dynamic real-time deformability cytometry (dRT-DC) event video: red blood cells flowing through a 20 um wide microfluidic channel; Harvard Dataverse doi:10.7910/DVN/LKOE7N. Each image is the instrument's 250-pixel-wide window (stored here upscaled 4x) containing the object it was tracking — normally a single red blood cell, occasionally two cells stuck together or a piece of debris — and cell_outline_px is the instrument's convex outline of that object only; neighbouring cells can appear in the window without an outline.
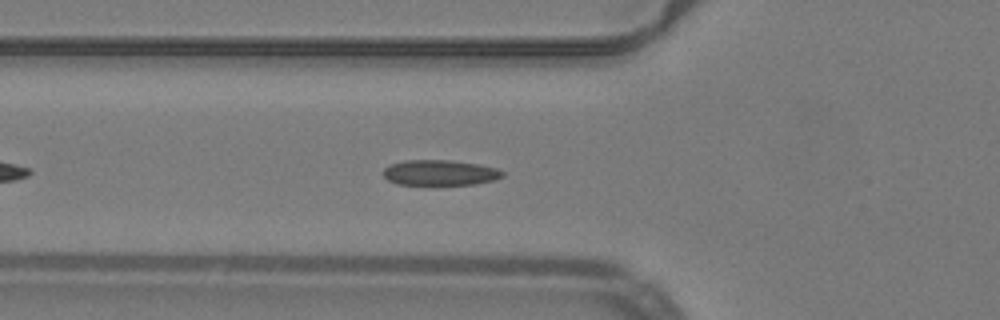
{"species": "common noctule bat (a hibernating species)", "species_latin": "Nyctalus noctula", "temperature_condition": "warm", "stored_images_in_passage": 41, "camera_frame_rate_fps": 3000, "um_per_image_px": 0.085, "animal": {"sex": "male", "body_mass_g": 19.2, "forearm_length_mm": 51.8}, "frame": {"image": 1, "passage_image": 7, "time_ms": 2.0, "image_size_px": [1000, 320], "cell_outline_px": [[504, 176], [492, 180], [476, 184], [396, 184], [388, 180], [384, 176], [384, 168], [388, 164], [404, 160], [448, 160], [476, 164], [496, 168], [504, 172]], "centroid_in_image_um": [37.36, 14.67], "position_along_channel_um": 88.4, "area_um2": 17.51}, "authors_computed_cell_mechanics": {"area_um2": 17.629, "velocity_mm_per_s": 3.9866, "shape_relaxation_time_tau1_ms": 4.5839, "shape_relaxation_time_tau2_ms": 2.9246, "deformation_change_tau1": 0.1268, "deformation_change_tau2": 0.0964}}